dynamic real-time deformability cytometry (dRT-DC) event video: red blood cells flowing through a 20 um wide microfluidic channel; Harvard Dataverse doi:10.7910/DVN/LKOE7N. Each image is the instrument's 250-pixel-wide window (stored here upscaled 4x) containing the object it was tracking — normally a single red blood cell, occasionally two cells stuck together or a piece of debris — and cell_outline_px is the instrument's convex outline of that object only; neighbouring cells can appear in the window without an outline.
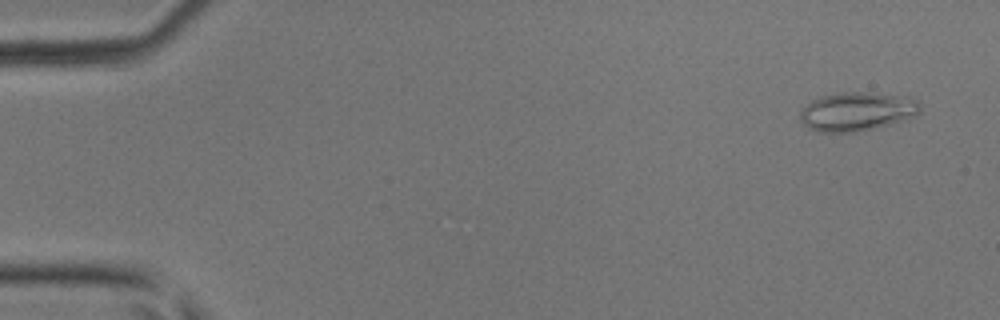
{"species": "common noctule bat (a hibernating species)", "species_latin": "Nyctalus noctula", "temperature_condition": "room temperature", "stored_images_in_passage": 46, "camera_frame_rate_fps": 3000, "um_per_image_px": 0.085, "animal": {"sex": "male", "body_mass_g": 17.9, "forearm_length_mm": 54.2}, "frame": {"image": 1, "passage_image": 2, "time_ms": 0.333, "image_size_px": [1000, 320], "cell_outline_px": [[920, 112], [916, 116], [888, 124], [856, 132], [816, 132], [808, 128], [800, 120], [800, 112], [812, 100], [820, 96], [840, 92], [868, 92], [908, 96], [920, 100]], "centroid_in_image_um": [72.86, 9.46], "position_along_channel_um": 12.1, "area_um2": 27.28}}
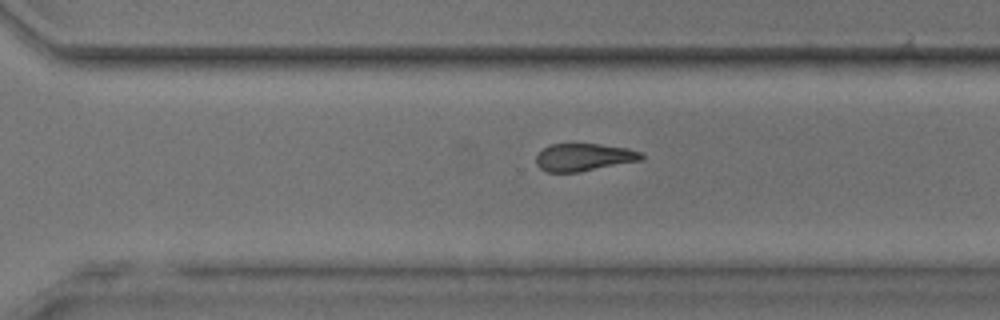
{"frame": {"image": 2, "passage_image": 32, "time_ms": 10.333, "image_size_px": [1000, 320], "cell_outline_px": [[644, 156], [640, 160], [576, 172], [548, 172], [540, 168], [536, 164], [536, 156], [544, 148], [552, 144], [600, 144], [628, 148], [640, 152]], "centroid_in_image_um": [49.6, 13.36], "position_along_channel_um": 321.0, "area_um2": 16.59}}
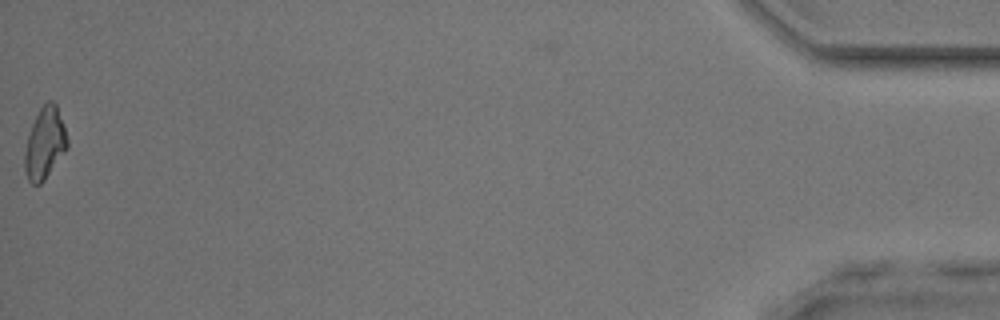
{"frame": {"image": 3, "passage_image": 46, "time_ms": 15.0, "image_size_px": [1000, 320], "cell_outline_px": [[68, 148], [44, 180], [40, 184], [32, 184], [28, 180], [24, 168], [24, 152], [28, 136], [32, 124], [40, 108], [48, 100], [52, 100], [56, 104], [68, 140]], "centroid_in_image_um": [3.8, 12.2], "position_along_channel_um": 431.4, "area_um2": 17.57}}